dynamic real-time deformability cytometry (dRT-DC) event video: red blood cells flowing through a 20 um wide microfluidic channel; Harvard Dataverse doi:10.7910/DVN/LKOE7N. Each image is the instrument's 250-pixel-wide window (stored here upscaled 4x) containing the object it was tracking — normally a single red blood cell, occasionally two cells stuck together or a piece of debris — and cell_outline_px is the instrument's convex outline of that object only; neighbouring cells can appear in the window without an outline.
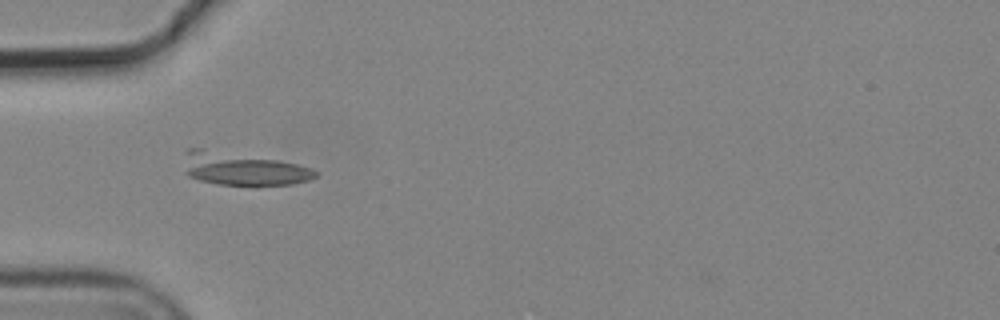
{"species": "common noctule bat (a hibernating species)", "species_latin": "Nyctalus noctula", "temperature_condition": "cold", "stored_images_in_passage": 4, "camera_frame_rate_fps": 3000, "um_per_image_px": 0.085, "animal": {"sex": "male", "body_mass_g": 19.2, "forearm_length_mm": 51.8}, "frame": {"image": 1, "passage_image": 1, "time_ms": 0.0, "image_size_px": [1000, 320], "cell_outline_px": [[320, 172], [316, 176], [308, 180], [292, 184], [216, 184], [200, 180], [188, 176], [184, 172], [184, 152], [188, 148], [204, 148], [276, 160], [296, 164], [312, 168]], "centroid_in_image_um": [20.58, 14.34], "position_along_channel_um": 64.4, "area_um2": 24.91}}
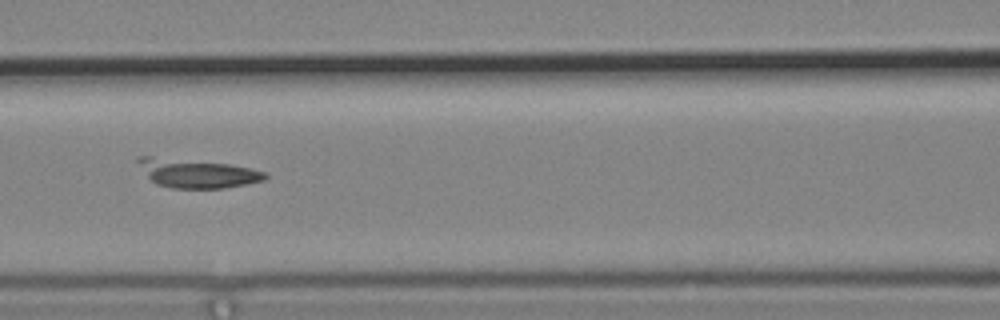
{"frame": {"image": 2, "passage_image": 3, "time_ms": 0.667, "image_size_px": [1000, 320], "cell_outline_px": [[268, 176], [264, 180], [224, 188], [172, 188], [156, 184], [148, 176], [136, 160], [136, 156], [152, 156], [228, 164], [248, 168], [264, 172]], "centroid_in_image_um": [16.71, 14.73], "position_along_channel_um": 149.9, "area_um2": 20.87}}
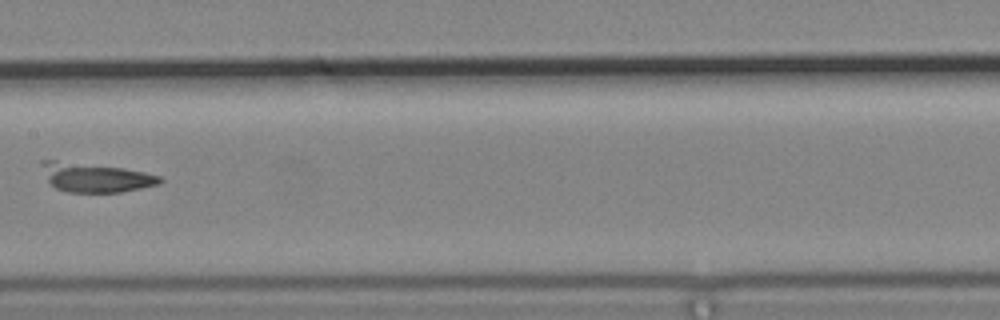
{"frame": {"image": 3, "passage_image": 4, "time_ms": 1.0, "image_size_px": [1000, 320], "cell_outline_px": [[164, 180], [160, 184], [120, 192], [68, 192], [56, 188], [48, 180], [40, 164], [40, 160], [56, 160], [124, 168], [144, 172], [160, 176]], "centroid_in_image_um": [8.12, 15.08], "position_along_channel_um": 199.3, "area_um2": 19.88}}